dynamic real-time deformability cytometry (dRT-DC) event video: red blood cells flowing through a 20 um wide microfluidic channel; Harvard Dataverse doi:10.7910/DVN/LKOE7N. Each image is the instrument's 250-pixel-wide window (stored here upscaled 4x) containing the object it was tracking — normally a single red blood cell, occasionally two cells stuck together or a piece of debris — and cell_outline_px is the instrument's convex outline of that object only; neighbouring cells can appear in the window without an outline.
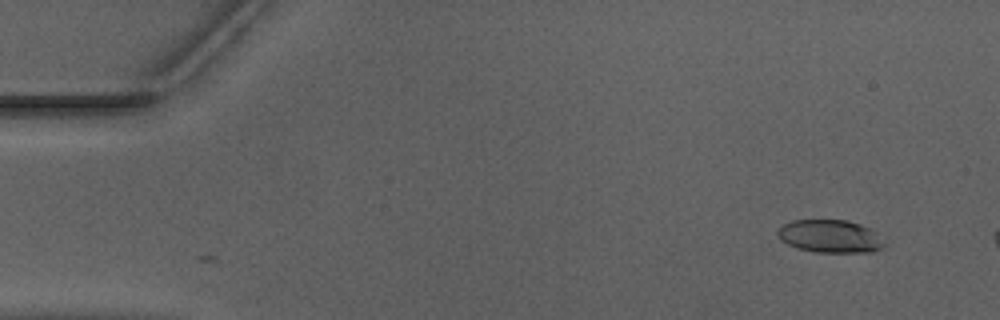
{"species": "Egyptian fruit bat (a non-hibernating species)", "species_latin": "Rousettus aegyptiacus", "temperature_condition": "warm", "stored_images_in_passage": 4, "camera_frame_rate_fps": 3000, "um_per_image_px": 0.085, "animal": {"sex": "male"}, "frame": {"image": 1, "passage_image": 4, "time_ms": 1.0, "image_size_px": [1000, 320], "cell_outline_px": [[888, 244], [872, 252], [816, 252], [796, 248], [780, 240], [776, 232], [784, 224], [792, 220], [848, 220], [860, 224], [876, 232]], "centroid_in_image_um": [70.57, 20.08], "position_along_channel_um": 14.4, "area_um2": 20.52}}